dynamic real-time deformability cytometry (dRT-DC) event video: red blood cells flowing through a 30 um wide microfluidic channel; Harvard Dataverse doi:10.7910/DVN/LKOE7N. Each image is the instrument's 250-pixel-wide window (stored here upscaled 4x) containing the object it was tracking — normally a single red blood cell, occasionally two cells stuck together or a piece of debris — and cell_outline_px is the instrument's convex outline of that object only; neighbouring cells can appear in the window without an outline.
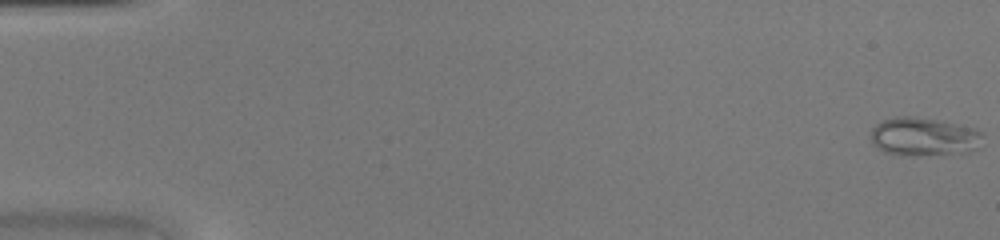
{"species": "common noctule bat (a hibernating species)", "species_latin": "Nyctalus noctula", "temperature_condition": "warm", "stored_images_in_passage": 46, "camera_frame_rate_fps": 3000, "um_per_image_px": 0.085, "animal": {"sex": "female", "body_mass_g": 20.0, "forearm_length_mm": 54.0}, "frame": {"image": 1, "passage_image": 1, "time_ms": 0.0, "image_size_px": [1000, 240], "cell_outline_px": [[984, 132], [980, 148], [968, 152], [916, 156], [900, 156], [884, 152], [876, 148], [872, 144], [872, 128], [876, 124], [884, 120], [896, 116], [912, 116], [936, 120], [976, 128]], "centroid_in_image_um": [78.55, 11.64], "position_along_channel_um": 6.5, "area_um2": 25.49}}
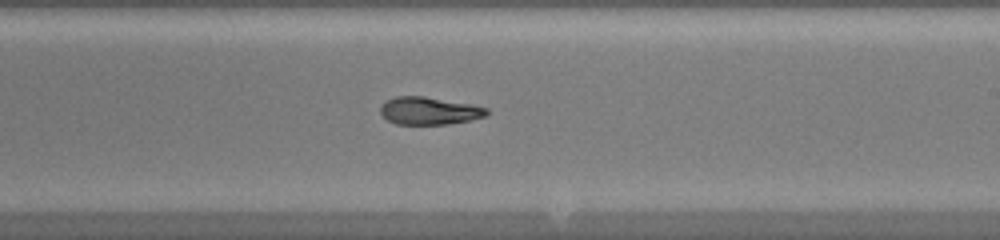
{"frame": {"image": 2, "passage_image": 28, "time_ms": 9.0, "image_size_px": [1000, 240], "cell_outline_px": [[488, 112], [484, 116], [468, 120], [448, 124], [396, 124], [388, 120], [380, 112], [380, 104], [384, 100], [396, 96], [424, 96], [472, 104], [488, 108]], "centroid_in_image_um": [36.44, 9.4], "position_along_channel_um": 252.6, "area_um2": 17.11}}
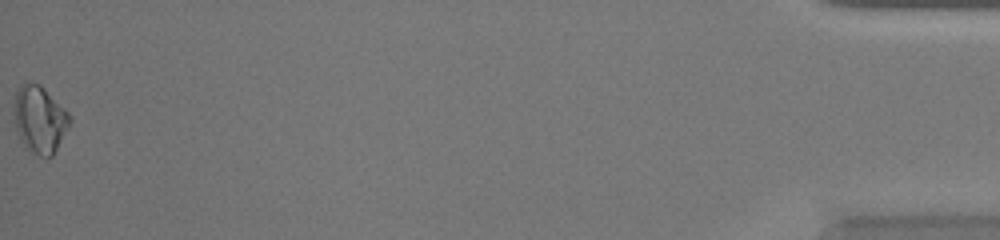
{"frame": {"image": 3, "passage_image": 46, "time_ms": 15.0, "image_size_px": [1000, 240], "cell_outline_px": [[72, 120], [52, 156], [48, 160], [32, 152], [20, 140], [12, 116], [12, 112], [16, 92], [24, 84], [40, 84], [72, 116]], "centroid_in_image_um": [3.36, 10.18], "position_along_channel_um": 431.8, "area_um2": 21.73}}